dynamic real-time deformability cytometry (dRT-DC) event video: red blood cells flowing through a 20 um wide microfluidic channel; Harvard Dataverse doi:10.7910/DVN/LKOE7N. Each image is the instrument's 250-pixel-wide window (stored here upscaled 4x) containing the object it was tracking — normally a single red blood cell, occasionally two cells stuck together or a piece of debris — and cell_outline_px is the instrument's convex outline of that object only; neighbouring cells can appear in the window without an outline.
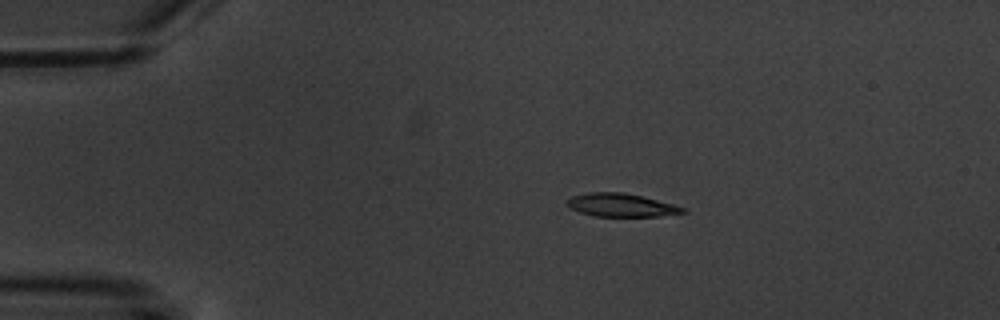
{"species": "common noctule bat (a hibernating species)", "species_latin": "Nyctalus noctula", "temperature_condition": "warm", "stored_images_in_passage": 5, "camera_frame_rate_fps": 3000, "um_per_image_px": 0.085, "animal": {"sex": "male", "body_mass_g": 20.1, "forearm_length_mm": 53.5}, "frame": {"image": 1, "passage_image": 3, "time_ms": 2.667, "image_size_px": [1000, 320], "cell_outline_px": [[688, 212], [656, 216], [592, 216], [568, 208], [564, 200], [572, 196], [588, 192], [624, 192], [688, 208]], "centroid_in_image_um": [52.74, 17.43], "position_along_channel_um": 32.3, "area_um2": 15.72}}